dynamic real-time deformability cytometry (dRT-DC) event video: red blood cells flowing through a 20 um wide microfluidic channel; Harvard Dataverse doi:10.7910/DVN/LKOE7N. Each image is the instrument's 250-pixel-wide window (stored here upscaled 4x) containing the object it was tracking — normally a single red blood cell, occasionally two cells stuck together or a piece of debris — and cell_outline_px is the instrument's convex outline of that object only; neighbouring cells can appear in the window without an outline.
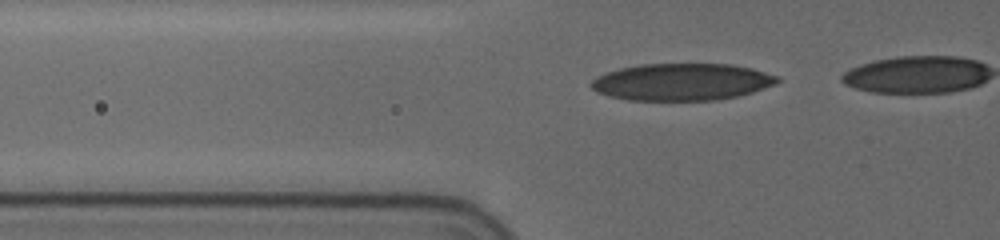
{"species": "human", "species_latin": "Homo sapiens", "temperature_condition": "cold", "stored_images_in_passage": 11, "camera_frame_rate_fps": 3000, "um_per_image_px": 0.085, "donor": {"sex": "female"}, "frame": {"image": 1, "passage_image": 7, "time_ms": 2.0, "image_size_px": [1000, 240], "cell_outline_px": [[780, 80], [776, 84], [752, 92], [736, 96], [716, 100], [628, 100], [608, 96], [596, 92], [588, 84], [596, 76], [620, 68], [640, 64], [732, 64], [752, 68], [780, 76]], "centroid_in_image_um": [57.95, 6.96], "position_along_channel_um": 67.9, "area_um2": 40.34}}